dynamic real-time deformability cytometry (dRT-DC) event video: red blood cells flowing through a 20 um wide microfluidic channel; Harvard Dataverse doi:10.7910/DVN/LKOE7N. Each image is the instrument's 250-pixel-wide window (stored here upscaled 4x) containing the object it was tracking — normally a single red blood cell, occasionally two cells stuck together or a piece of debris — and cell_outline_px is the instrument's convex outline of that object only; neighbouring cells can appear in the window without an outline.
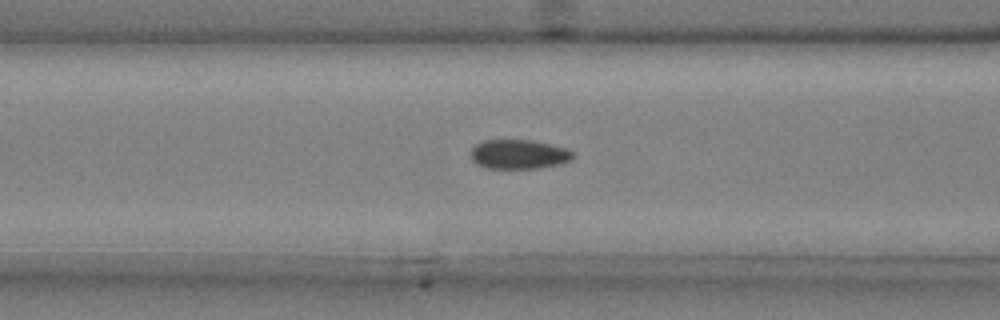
{"species": "common noctule bat (a hibernating species)", "species_latin": "Nyctalus noctula", "temperature_condition": "cold", "stored_images_in_passage": 52, "camera_frame_rate_fps": 3000, "um_per_image_px": 0.085, "animal": {"sex": "male", "body_mass_g": 20.4}, "frame": {"image": 1, "passage_image": 22, "time_ms": 7.0, "image_size_px": [1000, 320], "cell_outline_px": [[572, 160], [560, 164], [540, 168], [484, 168], [476, 164], [468, 156], [468, 152], [476, 144], [484, 140], [532, 140], [568, 148], [572, 152]], "centroid_in_image_um": [44.05, 13.11], "position_along_channel_um": 122.5, "area_um2": 17.74}}
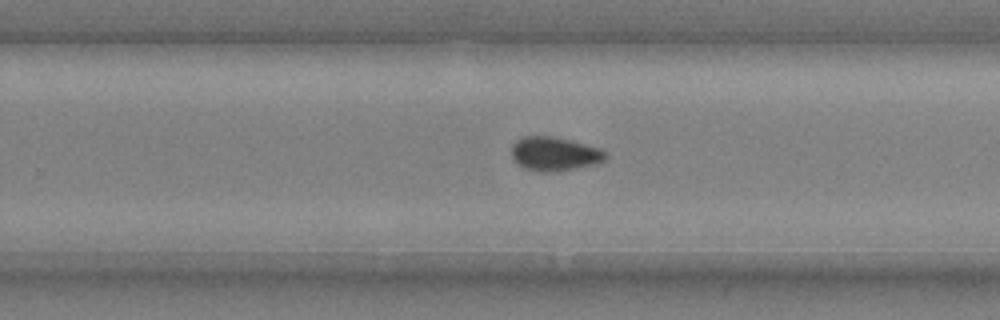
{"frame": {"image": 2, "passage_image": 35, "time_ms": 11.333, "image_size_px": [1000, 320], "cell_outline_px": [[608, 156], [604, 160], [596, 164], [576, 168], [552, 172], [540, 172], [524, 168], [516, 164], [512, 160], [512, 144], [516, 140], [524, 136], [552, 136], [600, 148]], "centroid_in_image_um": [47.09, 13.09], "position_along_channel_um": 282.7, "area_um2": 18.61}}
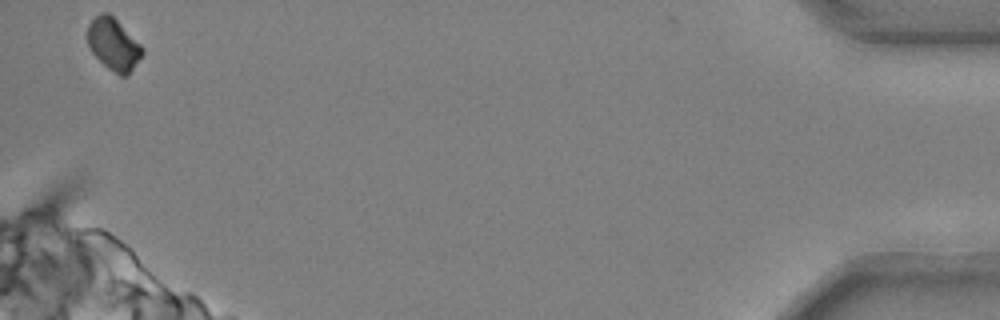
{"frame": {"image": 3, "passage_image": 52, "time_ms": 17.0, "image_size_px": [1000, 320], "cell_outline_px": [[144, 52], [128, 76], [120, 76], [108, 68], [92, 52], [88, 44], [88, 24], [100, 12], [108, 12], [144, 48]], "centroid_in_image_um": [9.66, 3.78], "position_along_channel_um": 425.5, "area_um2": 16.3}}